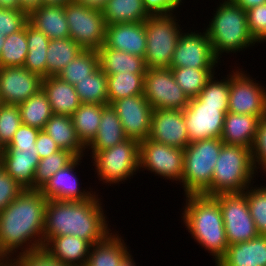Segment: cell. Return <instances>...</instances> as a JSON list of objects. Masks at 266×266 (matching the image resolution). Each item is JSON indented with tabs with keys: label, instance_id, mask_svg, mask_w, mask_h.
I'll return each mask as SVG.
<instances>
[{
	"label": "cell",
	"instance_id": "cell-1",
	"mask_svg": "<svg viewBox=\"0 0 266 266\" xmlns=\"http://www.w3.org/2000/svg\"><path fill=\"white\" fill-rule=\"evenodd\" d=\"M47 201L39 189H24L0 212V255L6 262L12 258L10 255H14L15 249L18 252L21 248L25 253L44 248Z\"/></svg>",
	"mask_w": 266,
	"mask_h": 266
},
{
	"label": "cell",
	"instance_id": "cell-2",
	"mask_svg": "<svg viewBox=\"0 0 266 266\" xmlns=\"http://www.w3.org/2000/svg\"><path fill=\"white\" fill-rule=\"evenodd\" d=\"M98 195L86 201L49 199L45 207L44 245L52 238L73 235L91 246L110 233Z\"/></svg>",
	"mask_w": 266,
	"mask_h": 266
},
{
	"label": "cell",
	"instance_id": "cell-3",
	"mask_svg": "<svg viewBox=\"0 0 266 266\" xmlns=\"http://www.w3.org/2000/svg\"><path fill=\"white\" fill-rule=\"evenodd\" d=\"M183 221L192 237L214 256L226 253L228 242L219 202L213 196L186 195Z\"/></svg>",
	"mask_w": 266,
	"mask_h": 266
},
{
	"label": "cell",
	"instance_id": "cell-4",
	"mask_svg": "<svg viewBox=\"0 0 266 266\" xmlns=\"http://www.w3.org/2000/svg\"><path fill=\"white\" fill-rule=\"evenodd\" d=\"M215 12L206 32L218 59L223 52L235 53L256 43L248 30L246 10L232 0H225Z\"/></svg>",
	"mask_w": 266,
	"mask_h": 266
},
{
	"label": "cell",
	"instance_id": "cell-5",
	"mask_svg": "<svg viewBox=\"0 0 266 266\" xmlns=\"http://www.w3.org/2000/svg\"><path fill=\"white\" fill-rule=\"evenodd\" d=\"M252 150L240 145L223 144L211 182V196L242 193L255 174Z\"/></svg>",
	"mask_w": 266,
	"mask_h": 266
},
{
	"label": "cell",
	"instance_id": "cell-6",
	"mask_svg": "<svg viewBox=\"0 0 266 266\" xmlns=\"http://www.w3.org/2000/svg\"><path fill=\"white\" fill-rule=\"evenodd\" d=\"M221 138H208L189 143L184 148L182 185L185 195L211 196V182L222 145Z\"/></svg>",
	"mask_w": 266,
	"mask_h": 266
},
{
	"label": "cell",
	"instance_id": "cell-7",
	"mask_svg": "<svg viewBox=\"0 0 266 266\" xmlns=\"http://www.w3.org/2000/svg\"><path fill=\"white\" fill-rule=\"evenodd\" d=\"M175 15H151L145 20L147 68H170L182 30Z\"/></svg>",
	"mask_w": 266,
	"mask_h": 266
},
{
	"label": "cell",
	"instance_id": "cell-8",
	"mask_svg": "<svg viewBox=\"0 0 266 266\" xmlns=\"http://www.w3.org/2000/svg\"><path fill=\"white\" fill-rule=\"evenodd\" d=\"M139 142L126 139L98 152H92L99 180L117 184L133 176L139 170Z\"/></svg>",
	"mask_w": 266,
	"mask_h": 266
},
{
	"label": "cell",
	"instance_id": "cell-9",
	"mask_svg": "<svg viewBox=\"0 0 266 266\" xmlns=\"http://www.w3.org/2000/svg\"><path fill=\"white\" fill-rule=\"evenodd\" d=\"M70 38L84 50H98L105 41L106 22L101 10L70 2L65 5Z\"/></svg>",
	"mask_w": 266,
	"mask_h": 266
},
{
	"label": "cell",
	"instance_id": "cell-10",
	"mask_svg": "<svg viewBox=\"0 0 266 266\" xmlns=\"http://www.w3.org/2000/svg\"><path fill=\"white\" fill-rule=\"evenodd\" d=\"M213 197L219 202L229 245L246 242L259 235L243 193L218 194Z\"/></svg>",
	"mask_w": 266,
	"mask_h": 266
},
{
	"label": "cell",
	"instance_id": "cell-11",
	"mask_svg": "<svg viewBox=\"0 0 266 266\" xmlns=\"http://www.w3.org/2000/svg\"><path fill=\"white\" fill-rule=\"evenodd\" d=\"M144 97L153 109H184L189 97L176 83L171 68H147Z\"/></svg>",
	"mask_w": 266,
	"mask_h": 266
},
{
	"label": "cell",
	"instance_id": "cell-12",
	"mask_svg": "<svg viewBox=\"0 0 266 266\" xmlns=\"http://www.w3.org/2000/svg\"><path fill=\"white\" fill-rule=\"evenodd\" d=\"M141 167L166 179L181 182L184 150L145 139L139 144V169Z\"/></svg>",
	"mask_w": 266,
	"mask_h": 266
},
{
	"label": "cell",
	"instance_id": "cell-13",
	"mask_svg": "<svg viewBox=\"0 0 266 266\" xmlns=\"http://www.w3.org/2000/svg\"><path fill=\"white\" fill-rule=\"evenodd\" d=\"M228 106L203 105L195 97L183 109L190 143L208 138H221Z\"/></svg>",
	"mask_w": 266,
	"mask_h": 266
},
{
	"label": "cell",
	"instance_id": "cell-14",
	"mask_svg": "<svg viewBox=\"0 0 266 266\" xmlns=\"http://www.w3.org/2000/svg\"><path fill=\"white\" fill-rule=\"evenodd\" d=\"M228 112L257 116H266V90L259 86L243 71H232Z\"/></svg>",
	"mask_w": 266,
	"mask_h": 266
},
{
	"label": "cell",
	"instance_id": "cell-15",
	"mask_svg": "<svg viewBox=\"0 0 266 266\" xmlns=\"http://www.w3.org/2000/svg\"><path fill=\"white\" fill-rule=\"evenodd\" d=\"M110 105L116 111L128 139L140 143L149 138L154 109L144 94L125 97Z\"/></svg>",
	"mask_w": 266,
	"mask_h": 266
},
{
	"label": "cell",
	"instance_id": "cell-16",
	"mask_svg": "<svg viewBox=\"0 0 266 266\" xmlns=\"http://www.w3.org/2000/svg\"><path fill=\"white\" fill-rule=\"evenodd\" d=\"M218 60L206 31L203 34L182 33L174 50L170 68L192 67L214 70Z\"/></svg>",
	"mask_w": 266,
	"mask_h": 266
},
{
	"label": "cell",
	"instance_id": "cell-17",
	"mask_svg": "<svg viewBox=\"0 0 266 266\" xmlns=\"http://www.w3.org/2000/svg\"><path fill=\"white\" fill-rule=\"evenodd\" d=\"M42 77L25 67L0 68V99L4 104L19 105L42 89Z\"/></svg>",
	"mask_w": 266,
	"mask_h": 266
},
{
	"label": "cell",
	"instance_id": "cell-18",
	"mask_svg": "<svg viewBox=\"0 0 266 266\" xmlns=\"http://www.w3.org/2000/svg\"><path fill=\"white\" fill-rule=\"evenodd\" d=\"M149 139L184 149L190 141L182 109H154Z\"/></svg>",
	"mask_w": 266,
	"mask_h": 266
},
{
	"label": "cell",
	"instance_id": "cell-19",
	"mask_svg": "<svg viewBox=\"0 0 266 266\" xmlns=\"http://www.w3.org/2000/svg\"><path fill=\"white\" fill-rule=\"evenodd\" d=\"M146 43L145 22L106 25L105 47L144 58Z\"/></svg>",
	"mask_w": 266,
	"mask_h": 266
},
{
	"label": "cell",
	"instance_id": "cell-20",
	"mask_svg": "<svg viewBox=\"0 0 266 266\" xmlns=\"http://www.w3.org/2000/svg\"><path fill=\"white\" fill-rule=\"evenodd\" d=\"M79 160H81V157H76L65 168L57 171L39 189L47 200L86 201L96 194L92 191L85 192V190H79L80 188L78 186H80V184L78 185L76 172H74V168L79 165Z\"/></svg>",
	"mask_w": 266,
	"mask_h": 266
},
{
	"label": "cell",
	"instance_id": "cell-21",
	"mask_svg": "<svg viewBox=\"0 0 266 266\" xmlns=\"http://www.w3.org/2000/svg\"><path fill=\"white\" fill-rule=\"evenodd\" d=\"M40 161L37 148L23 149L4 148L0 166L23 189H34V176Z\"/></svg>",
	"mask_w": 266,
	"mask_h": 266
},
{
	"label": "cell",
	"instance_id": "cell-22",
	"mask_svg": "<svg viewBox=\"0 0 266 266\" xmlns=\"http://www.w3.org/2000/svg\"><path fill=\"white\" fill-rule=\"evenodd\" d=\"M216 266H266V235L229 245Z\"/></svg>",
	"mask_w": 266,
	"mask_h": 266
},
{
	"label": "cell",
	"instance_id": "cell-23",
	"mask_svg": "<svg viewBox=\"0 0 266 266\" xmlns=\"http://www.w3.org/2000/svg\"><path fill=\"white\" fill-rule=\"evenodd\" d=\"M91 245L79 237L63 235L52 237L44 250L66 266H85Z\"/></svg>",
	"mask_w": 266,
	"mask_h": 266
},
{
	"label": "cell",
	"instance_id": "cell-24",
	"mask_svg": "<svg viewBox=\"0 0 266 266\" xmlns=\"http://www.w3.org/2000/svg\"><path fill=\"white\" fill-rule=\"evenodd\" d=\"M259 122L260 118L257 116L227 112L221 133L222 142L251 149Z\"/></svg>",
	"mask_w": 266,
	"mask_h": 266
},
{
	"label": "cell",
	"instance_id": "cell-25",
	"mask_svg": "<svg viewBox=\"0 0 266 266\" xmlns=\"http://www.w3.org/2000/svg\"><path fill=\"white\" fill-rule=\"evenodd\" d=\"M28 22L50 40L70 37L64 5H42L28 15Z\"/></svg>",
	"mask_w": 266,
	"mask_h": 266
},
{
	"label": "cell",
	"instance_id": "cell-26",
	"mask_svg": "<svg viewBox=\"0 0 266 266\" xmlns=\"http://www.w3.org/2000/svg\"><path fill=\"white\" fill-rule=\"evenodd\" d=\"M42 89L46 93L53 114L71 116L82 104L74 85L65 82L59 76L44 77Z\"/></svg>",
	"mask_w": 266,
	"mask_h": 266
},
{
	"label": "cell",
	"instance_id": "cell-27",
	"mask_svg": "<svg viewBox=\"0 0 266 266\" xmlns=\"http://www.w3.org/2000/svg\"><path fill=\"white\" fill-rule=\"evenodd\" d=\"M128 139L122 123L111 105H102V116L98 132L94 139L86 146L92 152L102 151L113 147Z\"/></svg>",
	"mask_w": 266,
	"mask_h": 266
},
{
	"label": "cell",
	"instance_id": "cell-28",
	"mask_svg": "<svg viewBox=\"0 0 266 266\" xmlns=\"http://www.w3.org/2000/svg\"><path fill=\"white\" fill-rule=\"evenodd\" d=\"M60 147L82 157L86 146L78 138L71 116L53 114L43 129Z\"/></svg>",
	"mask_w": 266,
	"mask_h": 266
},
{
	"label": "cell",
	"instance_id": "cell-29",
	"mask_svg": "<svg viewBox=\"0 0 266 266\" xmlns=\"http://www.w3.org/2000/svg\"><path fill=\"white\" fill-rule=\"evenodd\" d=\"M99 67L106 75L116 73H145V59L124 51L115 50L102 45L98 50Z\"/></svg>",
	"mask_w": 266,
	"mask_h": 266
},
{
	"label": "cell",
	"instance_id": "cell-30",
	"mask_svg": "<svg viewBox=\"0 0 266 266\" xmlns=\"http://www.w3.org/2000/svg\"><path fill=\"white\" fill-rule=\"evenodd\" d=\"M110 233L105 239L94 243L89 250L85 266H119L129 254L124 240L115 233ZM93 248V249H92Z\"/></svg>",
	"mask_w": 266,
	"mask_h": 266
},
{
	"label": "cell",
	"instance_id": "cell-31",
	"mask_svg": "<svg viewBox=\"0 0 266 266\" xmlns=\"http://www.w3.org/2000/svg\"><path fill=\"white\" fill-rule=\"evenodd\" d=\"M102 14L107 25L145 22L151 16L143 0H108Z\"/></svg>",
	"mask_w": 266,
	"mask_h": 266
},
{
	"label": "cell",
	"instance_id": "cell-32",
	"mask_svg": "<svg viewBox=\"0 0 266 266\" xmlns=\"http://www.w3.org/2000/svg\"><path fill=\"white\" fill-rule=\"evenodd\" d=\"M26 38L28 53L23 67L42 78L47 77L46 52L50 39L29 22L26 24Z\"/></svg>",
	"mask_w": 266,
	"mask_h": 266
},
{
	"label": "cell",
	"instance_id": "cell-33",
	"mask_svg": "<svg viewBox=\"0 0 266 266\" xmlns=\"http://www.w3.org/2000/svg\"><path fill=\"white\" fill-rule=\"evenodd\" d=\"M84 49L70 37L49 41L47 56V77L58 76Z\"/></svg>",
	"mask_w": 266,
	"mask_h": 266
},
{
	"label": "cell",
	"instance_id": "cell-34",
	"mask_svg": "<svg viewBox=\"0 0 266 266\" xmlns=\"http://www.w3.org/2000/svg\"><path fill=\"white\" fill-rule=\"evenodd\" d=\"M102 116V105L82 103L71 115L81 142L87 146L96 136Z\"/></svg>",
	"mask_w": 266,
	"mask_h": 266
},
{
	"label": "cell",
	"instance_id": "cell-35",
	"mask_svg": "<svg viewBox=\"0 0 266 266\" xmlns=\"http://www.w3.org/2000/svg\"><path fill=\"white\" fill-rule=\"evenodd\" d=\"M145 73H116L107 75L108 105L113 101L144 94Z\"/></svg>",
	"mask_w": 266,
	"mask_h": 266
},
{
	"label": "cell",
	"instance_id": "cell-36",
	"mask_svg": "<svg viewBox=\"0 0 266 266\" xmlns=\"http://www.w3.org/2000/svg\"><path fill=\"white\" fill-rule=\"evenodd\" d=\"M22 124L43 130L53 115L46 93L40 89L29 99L19 104Z\"/></svg>",
	"mask_w": 266,
	"mask_h": 266
},
{
	"label": "cell",
	"instance_id": "cell-37",
	"mask_svg": "<svg viewBox=\"0 0 266 266\" xmlns=\"http://www.w3.org/2000/svg\"><path fill=\"white\" fill-rule=\"evenodd\" d=\"M74 88L81 103L108 105L107 75L100 67L84 80L78 81Z\"/></svg>",
	"mask_w": 266,
	"mask_h": 266
},
{
	"label": "cell",
	"instance_id": "cell-38",
	"mask_svg": "<svg viewBox=\"0 0 266 266\" xmlns=\"http://www.w3.org/2000/svg\"><path fill=\"white\" fill-rule=\"evenodd\" d=\"M99 67L97 50H83L59 73V77L71 85L84 80Z\"/></svg>",
	"mask_w": 266,
	"mask_h": 266
},
{
	"label": "cell",
	"instance_id": "cell-39",
	"mask_svg": "<svg viewBox=\"0 0 266 266\" xmlns=\"http://www.w3.org/2000/svg\"><path fill=\"white\" fill-rule=\"evenodd\" d=\"M176 83L190 98L197 97L207 81L215 73L212 69H197L188 67L171 68Z\"/></svg>",
	"mask_w": 266,
	"mask_h": 266
},
{
	"label": "cell",
	"instance_id": "cell-40",
	"mask_svg": "<svg viewBox=\"0 0 266 266\" xmlns=\"http://www.w3.org/2000/svg\"><path fill=\"white\" fill-rule=\"evenodd\" d=\"M28 53L26 26L16 33L5 37L0 53L1 67H23Z\"/></svg>",
	"mask_w": 266,
	"mask_h": 266
},
{
	"label": "cell",
	"instance_id": "cell-41",
	"mask_svg": "<svg viewBox=\"0 0 266 266\" xmlns=\"http://www.w3.org/2000/svg\"><path fill=\"white\" fill-rule=\"evenodd\" d=\"M76 156L68 150L60 149L46 158L40 159L34 176V189H40L57 171L69 165Z\"/></svg>",
	"mask_w": 266,
	"mask_h": 266
},
{
	"label": "cell",
	"instance_id": "cell-42",
	"mask_svg": "<svg viewBox=\"0 0 266 266\" xmlns=\"http://www.w3.org/2000/svg\"><path fill=\"white\" fill-rule=\"evenodd\" d=\"M246 190V191H245ZM242 193L246 196L250 214L259 235H266V187L246 188Z\"/></svg>",
	"mask_w": 266,
	"mask_h": 266
},
{
	"label": "cell",
	"instance_id": "cell-43",
	"mask_svg": "<svg viewBox=\"0 0 266 266\" xmlns=\"http://www.w3.org/2000/svg\"><path fill=\"white\" fill-rule=\"evenodd\" d=\"M223 81L214 80V74L207 81L201 93L195 97L203 105L212 106H228L229 90H230V75Z\"/></svg>",
	"mask_w": 266,
	"mask_h": 266
},
{
	"label": "cell",
	"instance_id": "cell-44",
	"mask_svg": "<svg viewBox=\"0 0 266 266\" xmlns=\"http://www.w3.org/2000/svg\"><path fill=\"white\" fill-rule=\"evenodd\" d=\"M21 124L19 106L2 103L0 106V143L3 147L10 143Z\"/></svg>",
	"mask_w": 266,
	"mask_h": 266
},
{
	"label": "cell",
	"instance_id": "cell-45",
	"mask_svg": "<svg viewBox=\"0 0 266 266\" xmlns=\"http://www.w3.org/2000/svg\"><path fill=\"white\" fill-rule=\"evenodd\" d=\"M28 23V14L20 9L0 7V33L3 36L16 33Z\"/></svg>",
	"mask_w": 266,
	"mask_h": 266
},
{
	"label": "cell",
	"instance_id": "cell-46",
	"mask_svg": "<svg viewBox=\"0 0 266 266\" xmlns=\"http://www.w3.org/2000/svg\"><path fill=\"white\" fill-rule=\"evenodd\" d=\"M7 264L9 266H66L52 258L44 249L34 252H19V255L15 259H9Z\"/></svg>",
	"mask_w": 266,
	"mask_h": 266
},
{
	"label": "cell",
	"instance_id": "cell-47",
	"mask_svg": "<svg viewBox=\"0 0 266 266\" xmlns=\"http://www.w3.org/2000/svg\"><path fill=\"white\" fill-rule=\"evenodd\" d=\"M24 189L0 166V212Z\"/></svg>",
	"mask_w": 266,
	"mask_h": 266
},
{
	"label": "cell",
	"instance_id": "cell-48",
	"mask_svg": "<svg viewBox=\"0 0 266 266\" xmlns=\"http://www.w3.org/2000/svg\"><path fill=\"white\" fill-rule=\"evenodd\" d=\"M251 150L255 169L259 165L266 171V116L260 119Z\"/></svg>",
	"mask_w": 266,
	"mask_h": 266
},
{
	"label": "cell",
	"instance_id": "cell-49",
	"mask_svg": "<svg viewBox=\"0 0 266 266\" xmlns=\"http://www.w3.org/2000/svg\"><path fill=\"white\" fill-rule=\"evenodd\" d=\"M39 129L21 124L10 143L4 148L34 149Z\"/></svg>",
	"mask_w": 266,
	"mask_h": 266
},
{
	"label": "cell",
	"instance_id": "cell-50",
	"mask_svg": "<svg viewBox=\"0 0 266 266\" xmlns=\"http://www.w3.org/2000/svg\"><path fill=\"white\" fill-rule=\"evenodd\" d=\"M246 11L248 30L256 39L266 29V4L251 7Z\"/></svg>",
	"mask_w": 266,
	"mask_h": 266
},
{
	"label": "cell",
	"instance_id": "cell-51",
	"mask_svg": "<svg viewBox=\"0 0 266 266\" xmlns=\"http://www.w3.org/2000/svg\"><path fill=\"white\" fill-rule=\"evenodd\" d=\"M182 0H143L150 15H169L181 5Z\"/></svg>",
	"mask_w": 266,
	"mask_h": 266
},
{
	"label": "cell",
	"instance_id": "cell-52",
	"mask_svg": "<svg viewBox=\"0 0 266 266\" xmlns=\"http://www.w3.org/2000/svg\"><path fill=\"white\" fill-rule=\"evenodd\" d=\"M35 147L37 148L40 159L46 158L60 150V147L44 130L39 131Z\"/></svg>",
	"mask_w": 266,
	"mask_h": 266
},
{
	"label": "cell",
	"instance_id": "cell-53",
	"mask_svg": "<svg viewBox=\"0 0 266 266\" xmlns=\"http://www.w3.org/2000/svg\"><path fill=\"white\" fill-rule=\"evenodd\" d=\"M42 5V0H19L20 10L26 12L28 15Z\"/></svg>",
	"mask_w": 266,
	"mask_h": 266
},
{
	"label": "cell",
	"instance_id": "cell-54",
	"mask_svg": "<svg viewBox=\"0 0 266 266\" xmlns=\"http://www.w3.org/2000/svg\"><path fill=\"white\" fill-rule=\"evenodd\" d=\"M73 2L86 7L101 10L105 7L108 0H73Z\"/></svg>",
	"mask_w": 266,
	"mask_h": 266
},
{
	"label": "cell",
	"instance_id": "cell-55",
	"mask_svg": "<svg viewBox=\"0 0 266 266\" xmlns=\"http://www.w3.org/2000/svg\"><path fill=\"white\" fill-rule=\"evenodd\" d=\"M234 3L248 10L251 7L266 4V0H232Z\"/></svg>",
	"mask_w": 266,
	"mask_h": 266
},
{
	"label": "cell",
	"instance_id": "cell-56",
	"mask_svg": "<svg viewBox=\"0 0 266 266\" xmlns=\"http://www.w3.org/2000/svg\"><path fill=\"white\" fill-rule=\"evenodd\" d=\"M0 7L7 9H20L19 0H0Z\"/></svg>",
	"mask_w": 266,
	"mask_h": 266
},
{
	"label": "cell",
	"instance_id": "cell-57",
	"mask_svg": "<svg viewBox=\"0 0 266 266\" xmlns=\"http://www.w3.org/2000/svg\"><path fill=\"white\" fill-rule=\"evenodd\" d=\"M73 0H42L43 5H66Z\"/></svg>",
	"mask_w": 266,
	"mask_h": 266
},
{
	"label": "cell",
	"instance_id": "cell-58",
	"mask_svg": "<svg viewBox=\"0 0 266 266\" xmlns=\"http://www.w3.org/2000/svg\"><path fill=\"white\" fill-rule=\"evenodd\" d=\"M132 255L129 253L123 260L122 262L120 263L119 266H136L134 260H133V257Z\"/></svg>",
	"mask_w": 266,
	"mask_h": 266
},
{
	"label": "cell",
	"instance_id": "cell-59",
	"mask_svg": "<svg viewBox=\"0 0 266 266\" xmlns=\"http://www.w3.org/2000/svg\"><path fill=\"white\" fill-rule=\"evenodd\" d=\"M256 42L266 41V29L255 39Z\"/></svg>",
	"mask_w": 266,
	"mask_h": 266
},
{
	"label": "cell",
	"instance_id": "cell-60",
	"mask_svg": "<svg viewBox=\"0 0 266 266\" xmlns=\"http://www.w3.org/2000/svg\"><path fill=\"white\" fill-rule=\"evenodd\" d=\"M4 42H5V36H3V33H0V53L4 45Z\"/></svg>",
	"mask_w": 266,
	"mask_h": 266
},
{
	"label": "cell",
	"instance_id": "cell-61",
	"mask_svg": "<svg viewBox=\"0 0 266 266\" xmlns=\"http://www.w3.org/2000/svg\"><path fill=\"white\" fill-rule=\"evenodd\" d=\"M6 264V260L0 255V266H5Z\"/></svg>",
	"mask_w": 266,
	"mask_h": 266
},
{
	"label": "cell",
	"instance_id": "cell-62",
	"mask_svg": "<svg viewBox=\"0 0 266 266\" xmlns=\"http://www.w3.org/2000/svg\"><path fill=\"white\" fill-rule=\"evenodd\" d=\"M3 152H4V147H3V145L0 143V162H1V157H2Z\"/></svg>",
	"mask_w": 266,
	"mask_h": 266
}]
</instances>
